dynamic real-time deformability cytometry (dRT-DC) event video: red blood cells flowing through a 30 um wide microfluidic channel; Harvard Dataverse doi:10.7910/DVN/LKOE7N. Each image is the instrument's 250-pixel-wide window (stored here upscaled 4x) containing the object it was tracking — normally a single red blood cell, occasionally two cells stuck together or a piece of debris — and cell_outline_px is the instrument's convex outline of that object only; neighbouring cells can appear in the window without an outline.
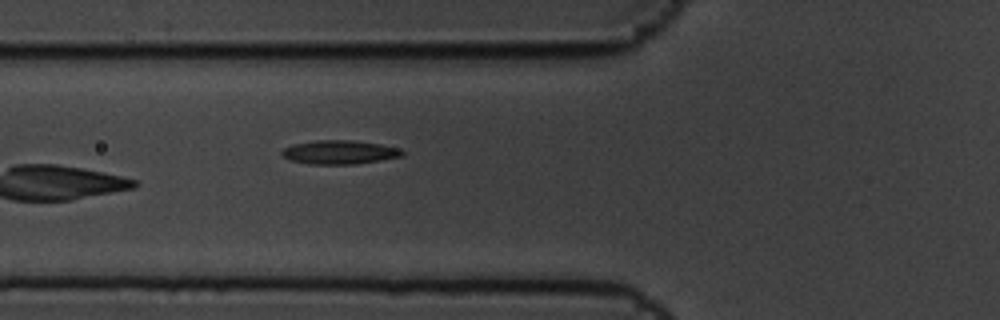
{"species": "common noctule bat (a hibernating species)", "species_latin": "Nyctalus noctula", "temperature_condition": "cold", "stored_images_in_passage": 7, "camera_frame_rate_fps": 3000, "um_per_image_px": 0.085, "animal": {"sex": "male", "body_mass_g": 19.5, "forearm_length_mm": 54.6}, "frame": {"image": 1, "passage_image": 7, "time_ms": 2.0, "image_size_px": [1000, 320], "cell_outline_px": [[404, 156], [356, 164], [308, 164], [288, 160], [280, 152], [284, 148], [292, 144], [316, 140], [352, 140], [380, 144], [396, 148], [404, 152]], "centroid_in_image_um": [28.82, 12.94], "position_along_channel_um": 97.0, "area_um2": 16.7}}